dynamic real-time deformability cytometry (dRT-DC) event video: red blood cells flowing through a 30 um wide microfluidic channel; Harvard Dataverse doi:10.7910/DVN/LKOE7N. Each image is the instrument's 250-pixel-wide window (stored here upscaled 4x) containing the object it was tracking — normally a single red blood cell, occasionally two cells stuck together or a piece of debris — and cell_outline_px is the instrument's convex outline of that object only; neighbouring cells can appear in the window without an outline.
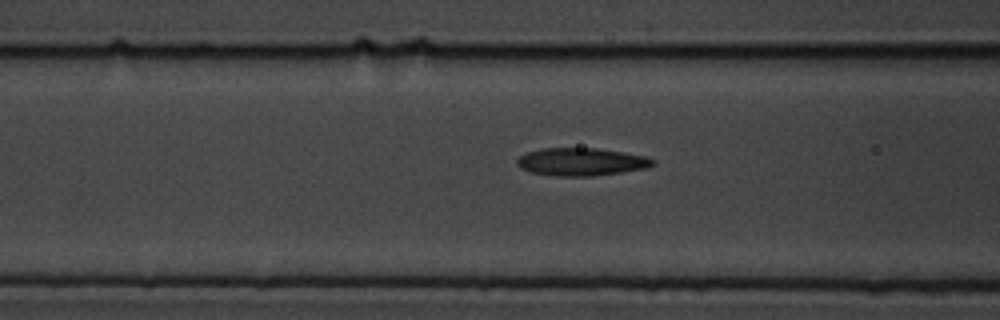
{"species": "common noctule bat (a hibernating species)", "species_latin": "Nyctalus noctula", "temperature_condition": "cold", "stored_images_in_passage": 6, "segment_of_instrument_passage": [2, 2], "camera_frame_rate_fps": 3000, "um_per_image_px": 0.085, "animal": {"sex": "male", "body_mass_g": 19.5, "forearm_length_mm": 54.6}, "frame": {"image": 1, "passage_image": 6, "time_ms": 1.667, "image_size_px": [1000, 320], "cell_outline_px": [[656, 164], [644, 168], [620, 172], [592, 176], [552, 176], [532, 172], [520, 168], [516, 164], [516, 160], [520, 156], [528, 152], [544, 148], [596, 148], [644, 156], [656, 160]], "centroid_in_image_um": [49.38, 13.76], "position_along_channel_um": 117.2, "area_um2": 21.79}}